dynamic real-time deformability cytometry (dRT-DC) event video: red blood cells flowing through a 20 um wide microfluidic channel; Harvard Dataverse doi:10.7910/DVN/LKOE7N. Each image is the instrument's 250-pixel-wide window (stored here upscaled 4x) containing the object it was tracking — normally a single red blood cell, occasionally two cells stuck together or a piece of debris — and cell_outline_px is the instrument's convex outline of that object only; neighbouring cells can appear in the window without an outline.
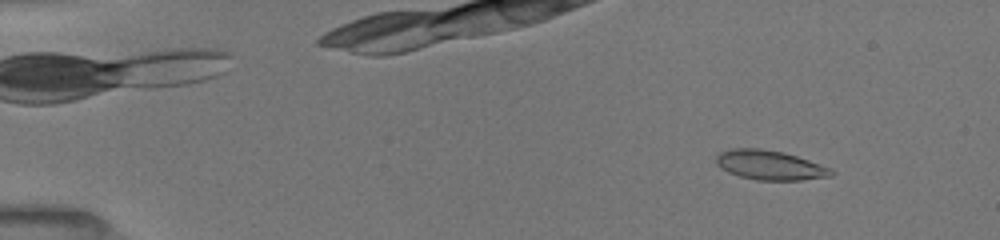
{"species": "common noctule bat (a hibernating species)", "species_latin": "Nyctalus noctula", "temperature_condition": "room temperature", "stored_images_in_passage": 53, "camera_frame_rate_fps": 3000, "um_per_image_px": 0.085, "animal": {"sex": "female", "body_mass_g": 19.5, "forearm_length_mm": 54.1}, "frame": {"image": 1, "passage_image": 6, "time_ms": 1.667, "image_size_px": [1000, 240], "cell_outline_px": [[836, 172], [832, 176], [800, 180], [756, 180], [740, 176], [728, 172], [720, 168], [716, 164], [716, 156], [720, 152], [728, 148], [760, 148], [784, 152], [832, 168]], "centroid_in_image_um": [65.43, 14.03], "position_along_channel_um": 19.6, "area_um2": 19.94}}
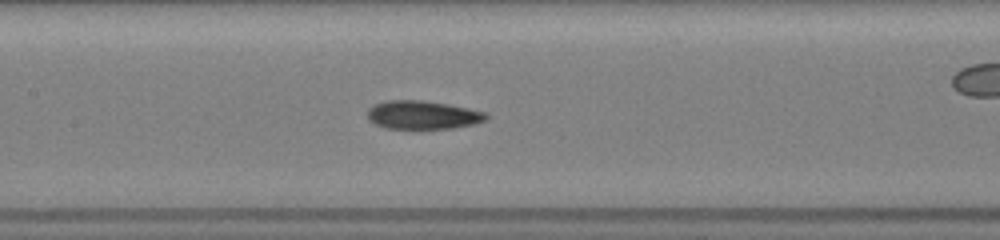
{"frame": {"image": 2, "passage_image": 26, "time_ms": 8.333, "image_size_px": [1000, 240], "cell_outline_px": [[488, 116], [484, 120], [472, 124], [452, 128], [384, 128], [368, 120], [368, 108], [372, 104], [388, 100], [420, 100], [448, 104], [468, 108], [484, 112]], "centroid_in_image_um": [35.87, 9.76], "position_along_channel_um": 171.5, "area_um2": 19.48}}
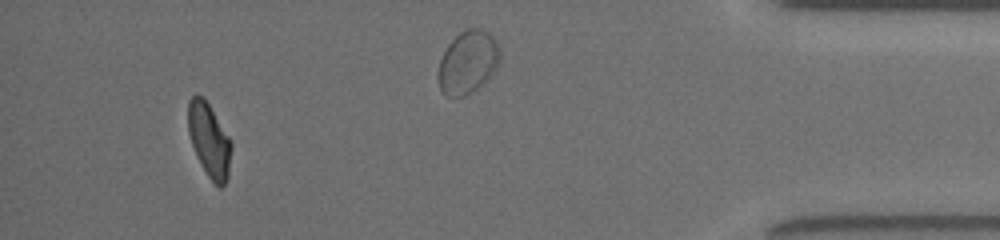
{"frame": {"image": 3, "passage_image": 49, "time_ms": 16.0, "image_size_px": [1000, 240], "cell_outline_px": [[232, 148], [228, 176], [224, 184], [220, 188], [208, 176], [192, 144], [188, 132], [188, 100], [196, 92], [204, 96], [228, 136], [232, 144]], "centroid_in_image_um": [17.78, 11.85], "position_along_channel_um": 417.4, "area_um2": 18.38}, "authors_computed_cell_mechanics": {"area_um2": 19.5364, "velocity_mm_per_s": 4.0009, "shape_relaxation_time_tau1_ms": 3.8732, "shape_relaxation_time_tau2_ms": 1.3733, "deformation_change_tau1": 0.1488, "deformation_change_tau2": 0.0634}}